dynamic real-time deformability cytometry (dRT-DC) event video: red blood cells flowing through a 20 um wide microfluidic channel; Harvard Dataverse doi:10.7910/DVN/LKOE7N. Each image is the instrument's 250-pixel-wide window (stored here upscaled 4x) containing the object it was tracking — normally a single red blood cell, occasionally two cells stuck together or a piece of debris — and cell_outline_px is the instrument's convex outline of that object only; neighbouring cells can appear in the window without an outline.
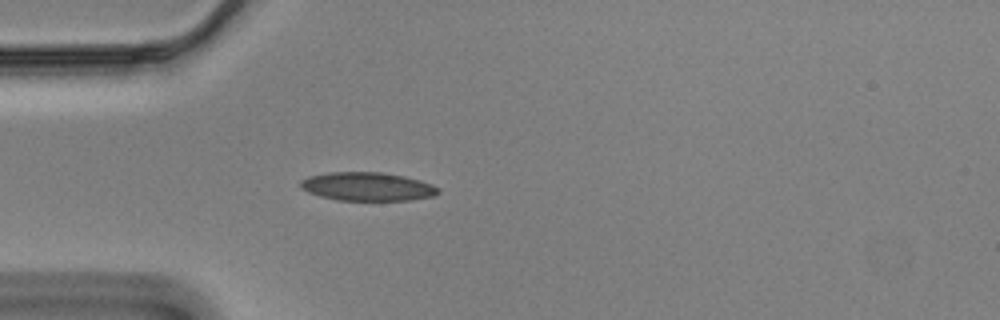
{"species": "Egyptian fruit bat (a non-hibernating species)", "species_latin": "Rousettus aegyptiacus", "temperature_condition": "cold", "stored_images_in_passage": 42, "camera_frame_rate_fps": 3000, "um_per_image_px": 0.085, "animal": {"sex": "male"}, "frame": {"image": 1, "passage_image": 1, "time_ms": 0.0, "image_size_px": [1000, 320], "cell_outline_px": [[440, 192], [432, 196], [408, 200], [336, 200], [320, 196], [308, 192], [300, 188], [300, 180], [308, 176], [328, 172], [380, 172], [404, 176], [420, 180], [432, 184], [440, 188]], "centroid_in_image_um": [31.21, 15.85], "position_along_channel_um": 53.8, "area_um2": 22.95}}
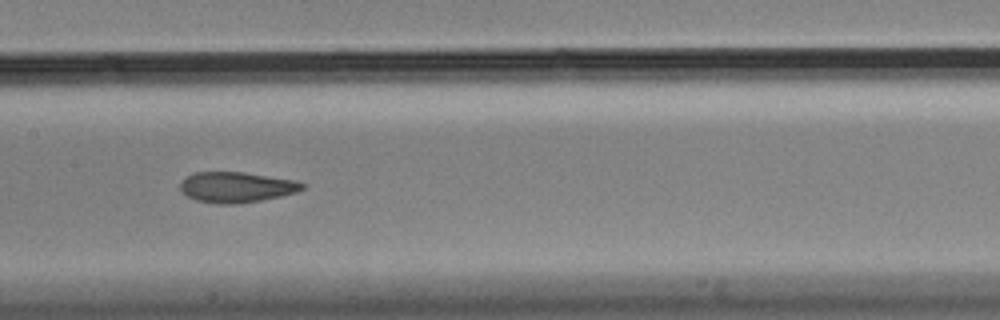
{"frame": {"image": 2, "passage_image": 13, "time_ms": 4.0, "image_size_px": [1000, 320], "cell_outline_px": [[304, 188], [296, 192], [280, 196], [260, 200], [236, 204], [216, 204], [196, 200], [188, 196], [180, 188], [180, 180], [196, 172], [244, 172], [296, 180], [304, 184]], "centroid_in_image_um": [20.09, 15.9], "position_along_channel_um": 187.3, "area_um2": 21.62}}
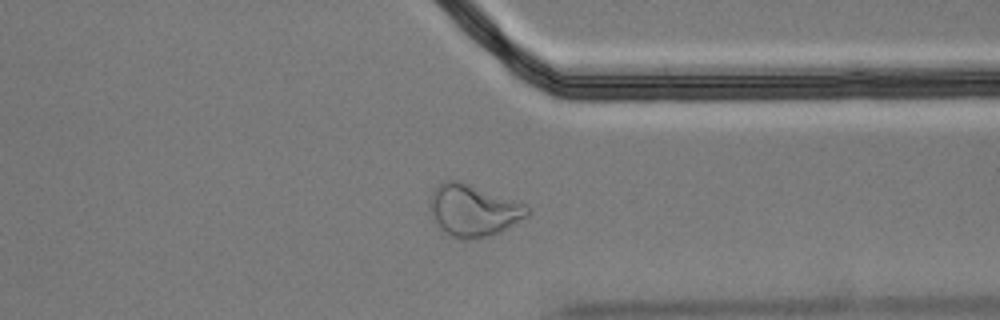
{"frame": {"image": 3, "passage_image": 29, "time_ms": 9.333, "image_size_px": [1000, 320], "cell_outline_px": [[532, 212], [528, 216], [500, 232], [492, 236], [476, 240], [464, 240], [448, 236], [440, 228], [428, 208], [428, 204], [432, 192], [444, 180], [460, 180], [528, 204], [532, 208]], "centroid_in_image_um": [40.27, 17.89], "position_along_channel_um": 371.1, "area_um2": 30.23}, "authors_computed_cell_mechanics": {"area_um2": 22.4553, "velocity_mm_per_s": 3.4764, "shape_relaxation_time_tau1_ms": null, "shape_relaxation_time_tau2_ms": 2.1629, "deformation_change_tau1": null, "deformation_change_tau2": 0.0861}}